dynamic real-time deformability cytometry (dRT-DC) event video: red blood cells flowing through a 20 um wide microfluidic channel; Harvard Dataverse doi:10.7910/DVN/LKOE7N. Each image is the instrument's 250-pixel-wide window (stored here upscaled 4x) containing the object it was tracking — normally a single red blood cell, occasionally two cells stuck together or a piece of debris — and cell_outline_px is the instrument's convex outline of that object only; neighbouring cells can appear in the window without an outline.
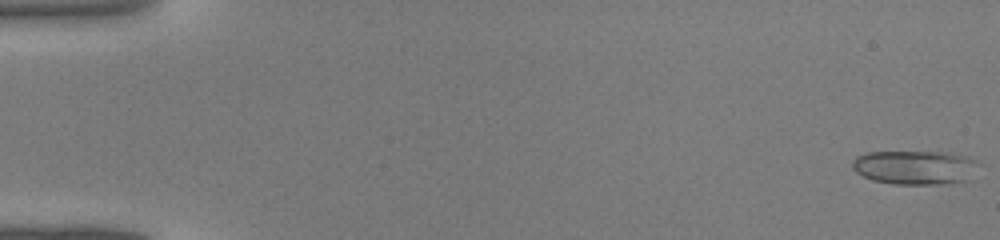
{"species": "common noctule bat (a hibernating species)", "species_latin": "Nyctalus noctula", "temperature_condition": "warm", "stored_images_in_passage": 43, "camera_frame_rate_fps": 3000, "um_per_image_px": 0.085, "animal": {"sex": "male", "body_mass_g": 19.0, "forearm_length_mm": 50.8}, "frame": {"image": 1, "passage_image": 1, "time_ms": 0.0, "image_size_px": [1000, 240], "cell_outline_px": [[980, 164], [972, 180], [948, 184], [892, 184], [872, 180], [856, 172], [852, 168], [852, 160], [856, 156], [868, 152], [952, 152], [968, 156], [976, 160]], "centroid_in_image_um": [77.86, 14.23], "position_along_channel_um": 7.1, "area_um2": 25.72}}
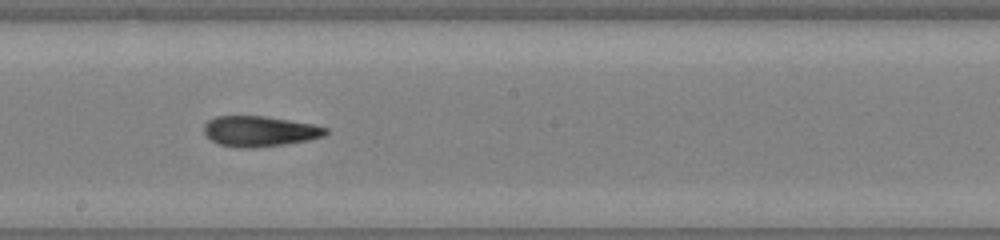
{"frame": {"image": 2, "passage_image": 25, "time_ms": 8.0, "image_size_px": [1000, 240], "cell_outline_px": [[328, 132], [324, 136], [308, 140], [284, 144], [256, 148], [240, 148], [220, 144], [212, 140], [204, 132], [204, 124], [208, 120], [216, 116], [264, 116], [312, 124], [328, 128]], "centroid_in_image_um": [22.07, 11.16], "position_along_channel_um": 226.1, "area_um2": 21.5}}
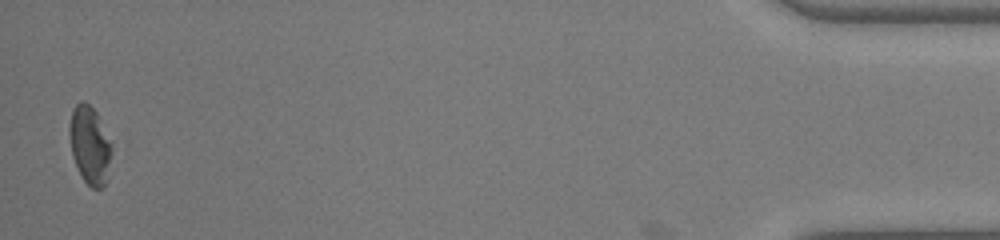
{"frame": {"image": 3, "passage_image": 43, "time_ms": 14.0, "image_size_px": [1000, 240], "cell_outline_px": [[112, 152], [104, 188], [92, 188], [84, 180], [72, 156], [68, 132], [68, 128], [72, 108], [80, 100], [84, 100], [96, 112], [112, 140]], "centroid_in_image_um": [7.63, 12.29], "position_along_channel_um": 427.6, "area_um2": 19.42}}